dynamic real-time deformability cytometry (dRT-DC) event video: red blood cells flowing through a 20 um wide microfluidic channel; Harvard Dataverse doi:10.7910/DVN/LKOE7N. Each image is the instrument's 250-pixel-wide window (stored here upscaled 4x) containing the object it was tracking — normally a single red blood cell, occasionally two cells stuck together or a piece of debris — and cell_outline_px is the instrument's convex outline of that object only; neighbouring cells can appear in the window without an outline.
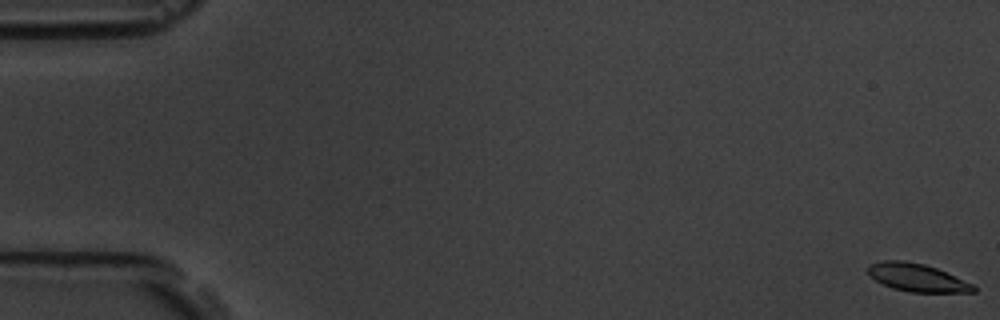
{"species": "common noctule bat (a hibernating species)", "species_latin": "Nyctalus noctula", "temperature_condition": "room temperature", "stored_images_in_passage": 57, "camera_frame_rate_fps": 3000, "um_per_image_px": 0.085, "animal": {"sex": "male", "body_mass_g": 19.5, "forearm_length_mm": 54.6}, "frame": {"image": 1, "passage_image": 1, "time_ms": 0.0, "image_size_px": [1000, 320], "cell_outline_px": [[976, 292], [908, 292], [892, 288], [868, 276], [868, 264], [884, 260], [904, 260], [924, 264], [936, 268], [972, 284], [976, 288]], "centroid_in_image_um": [77.9, 23.59], "position_along_channel_um": 7.1, "area_um2": 17.05}}
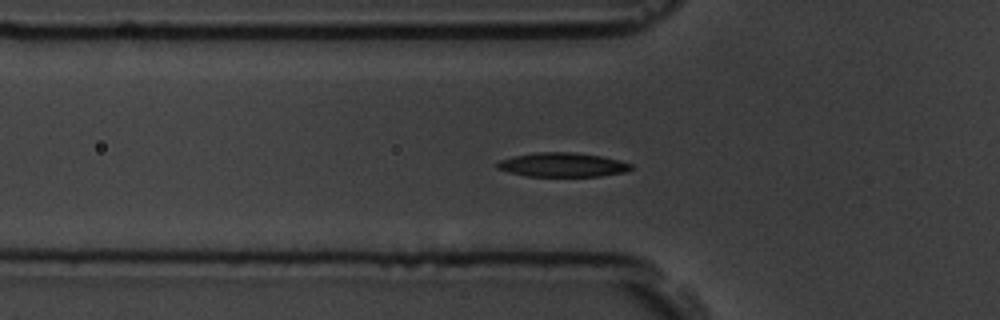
{"frame": {"image": 2, "passage_image": 20, "time_ms": 6.333, "image_size_px": [1000, 320], "cell_outline_px": [[632, 168], [624, 172], [600, 176], [524, 176], [508, 172], [496, 168], [496, 164], [500, 160], [512, 156], [536, 152], [572, 152], [600, 156], [620, 160], [632, 164]], "centroid_in_image_um": [47.77, 14.01], "position_along_channel_um": 78.0, "area_um2": 18.84}}
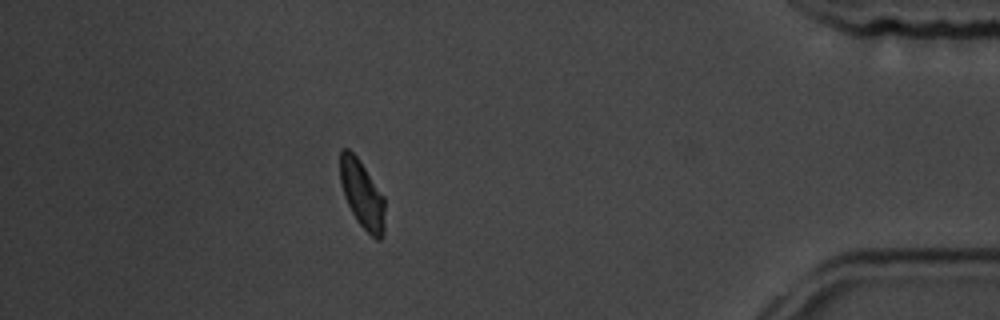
{"frame": {"image": 3, "passage_image": 51, "time_ms": 16.667, "image_size_px": [1000, 320], "cell_outline_px": [[384, 232], [380, 240], [376, 240], [356, 220], [344, 196], [340, 184], [340, 148], [348, 148], [356, 156], [384, 196]], "centroid_in_image_um": [30.76, 16.51], "position_along_channel_um": 404.4, "area_um2": 17.57}, "authors_computed_cell_mechanics": {"area_um2": 18.2648, "velocity_mm_per_s": 3.6085, "shape_relaxation_time_tau1_ms": 2.6175, "shape_relaxation_time_tau2_ms": 4.2571, "deformation_change_tau1": 0.1176, "deformation_change_tau2": 0.0752}}